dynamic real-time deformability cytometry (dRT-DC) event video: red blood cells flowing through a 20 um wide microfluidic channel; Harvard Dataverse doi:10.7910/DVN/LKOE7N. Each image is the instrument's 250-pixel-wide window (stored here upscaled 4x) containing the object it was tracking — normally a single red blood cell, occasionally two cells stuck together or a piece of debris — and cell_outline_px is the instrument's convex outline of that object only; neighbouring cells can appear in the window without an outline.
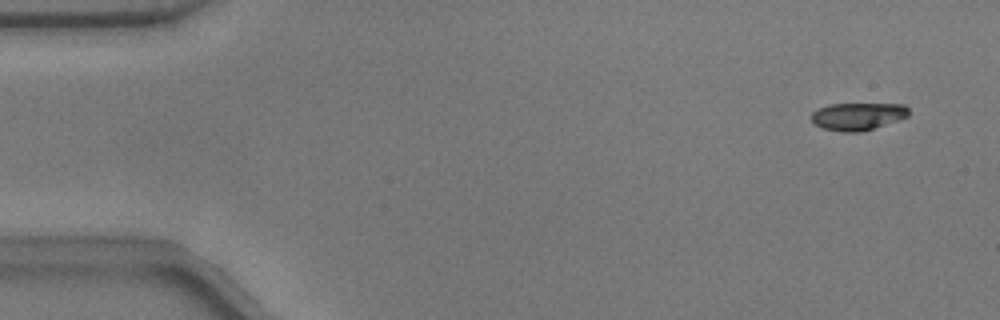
{"species": "common noctule bat (a hibernating species)", "species_latin": "Nyctalus noctula", "temperature_condition": "warm", "stored_images_in_passage": 51, "camera_frame_rate_fps": 3000, "um_per_image_px": 0.085, "animal": {"sex": "male", "body_mass_g": 17.9}, "frame": {"image": 1, "passage_image": 1, "time_ms": 0.0, "image_size_px": [1000, 320], "cell_outline_px": [[908, 116], [900, 120], [860, 132], [844, 132], [824, 128], [816, 124], [812, 120], [812, 112], [828, 104], [904, 104], [908, 108]], "centroid_in_image_um": [72.94, 9.88], "position_along_channel_um": 12.1, "area_um2": 15.43}}
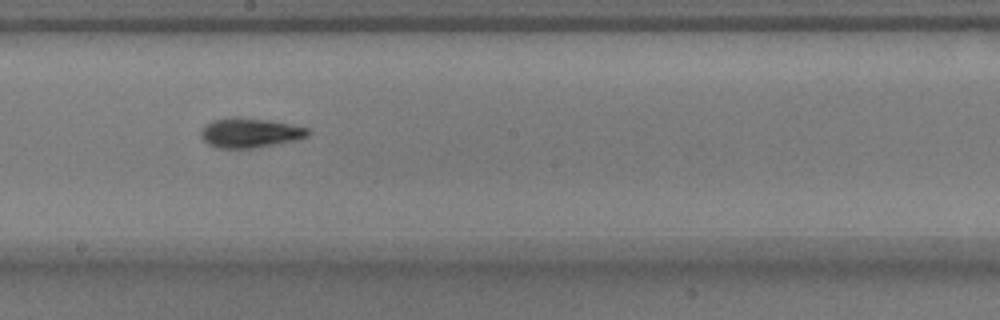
{"frame": {"image": 2, "passage_image": 27, "time_ms": 8.667, "image_size_px": [1000, 320], "cell_outline_px": [[312, 132], [308, 136], [296, 140], [276, 144], [252, 148], [220, 148], [208, 144], [200, 136], [200, 132], [204, 124], [212, 120], [236, 116], [268, 120], [308, 128]], "centroid_in_image_um": [21.22, 11.28], "position_along_channel_um": 227.0, "area_um2": 18.55}}
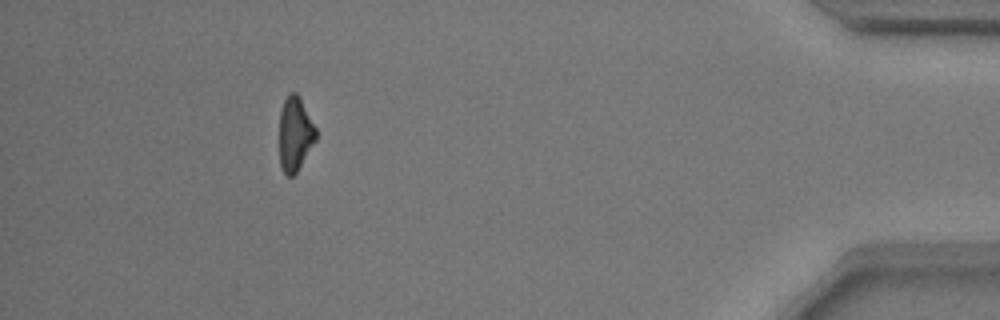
{"frame": {"image": 3, "passage_image": 46, "time_ms": 15.0, "image_size_px": [1000, 320], "cell_outline_px": [[316, 140], [296, 172], [292, 176], [288, 176], [280, 168], [280, 108], [288, 92], [296, 92], [300, 96], [316, 128]], "centroid_in_image_um": [25.07, 11.34], "position_along_channel_um": 410.1, "area_um2": 15.84}}